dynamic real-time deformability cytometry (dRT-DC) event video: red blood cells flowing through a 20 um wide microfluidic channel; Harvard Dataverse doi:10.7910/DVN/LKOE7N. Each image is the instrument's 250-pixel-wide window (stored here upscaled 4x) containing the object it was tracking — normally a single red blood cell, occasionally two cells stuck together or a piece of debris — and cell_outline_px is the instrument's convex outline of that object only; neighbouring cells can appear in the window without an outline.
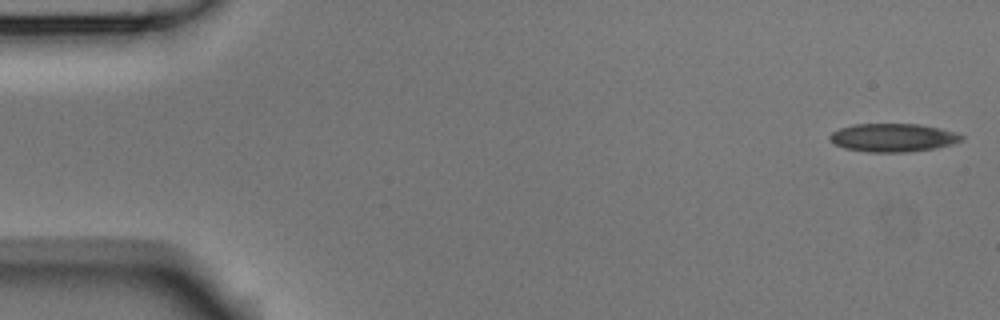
{"species": "Egyptian fruit bat (a non-hibernating species)", "species_latin": "Rousettus aegyptiacus", "temperature_condition": "room temperature", "stored_images_in_passage": 52, "camera_frame_rate_fps": 3000, "um_per_image_px": 0.085, "animal": {"sex": "male"}, "frame": {"image": 1, "passage_image": 1, "time_ms": 0.0, "image_size_px": [1000, 320], "cell_outline_px": [[964, 140], [952, 144], [936, 148], [908, 152], [868, 152], [844, 148], [828, 140], [828, 136], [832, 132], [840, 128], [852, 124], [920, 124], [940, 128], [956, 132], [964, 136]], "centroid_in_image_um": [75.91, 11.7], "position_along_channel_um": 9.1, "area_um2": 21.91}}
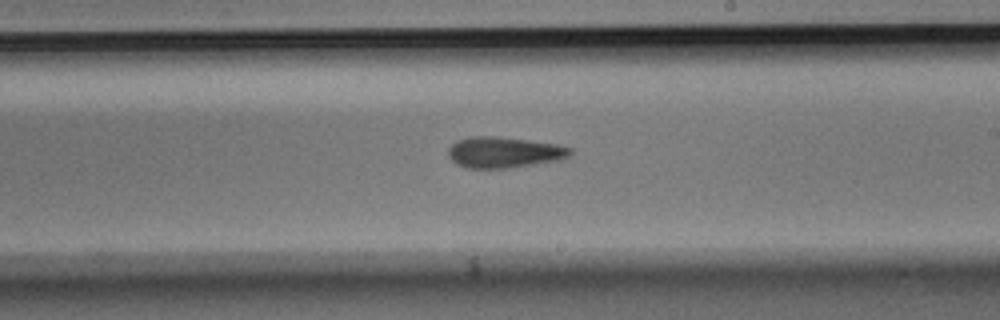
{"frame": {"image": 2, "passage_image": 30, "time_ms": 9.667, "image_size_px": [1000, 320], "cell_outline_px": [[572, 152], [568, 156], [560, 160], [508, 168], [468, 168], [456, 164], [448, 156], [448, 148], [456, 140], [472, 136], [492, 136], [556, 144], [572, 148]], "centroid_in_image_um": [42.81, 12.95], "position_along_channel_um": 246.2, "area_um2": 21.85}}
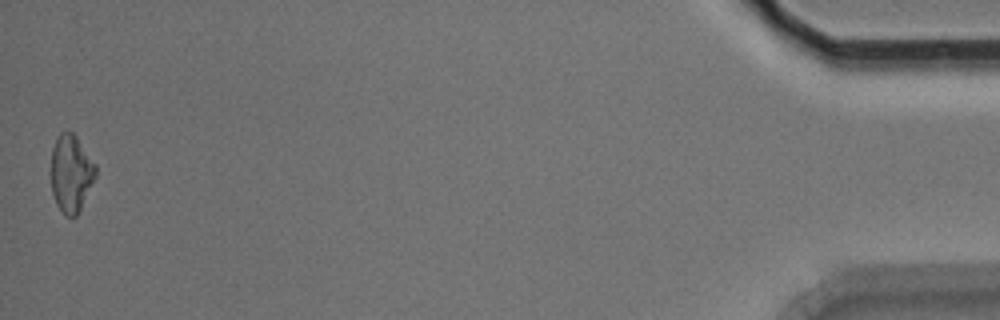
{"frame": {"image": 3, "passage_image": 52, "time_ms": 17.0, "image_size_px": [1000, 320], "cell_outline_px": [[96, 176], [76, 216], [64, 216], [56, 204], [52, 192], [48, 172], [52, 148], [56, 136], [60, 132], [72, 132], [76, 136], [96, 164]], "centroid_in_image_um": [5.98, 14.71], "position_along_channel_um": 429.2, "area_um2": 20.58}, "authors_computed_cell_mechanics": {"area_um2": 21.7906, "velocity_mm_per_s": 3.7803, "shape_relaxation_time_tau1_ms": 4.2952, "shape_relaxation_time_tau2_ms": 6.5034, "deformation_change_tau1": 0.1313, "deformation_change_tau2": 0.1911}}